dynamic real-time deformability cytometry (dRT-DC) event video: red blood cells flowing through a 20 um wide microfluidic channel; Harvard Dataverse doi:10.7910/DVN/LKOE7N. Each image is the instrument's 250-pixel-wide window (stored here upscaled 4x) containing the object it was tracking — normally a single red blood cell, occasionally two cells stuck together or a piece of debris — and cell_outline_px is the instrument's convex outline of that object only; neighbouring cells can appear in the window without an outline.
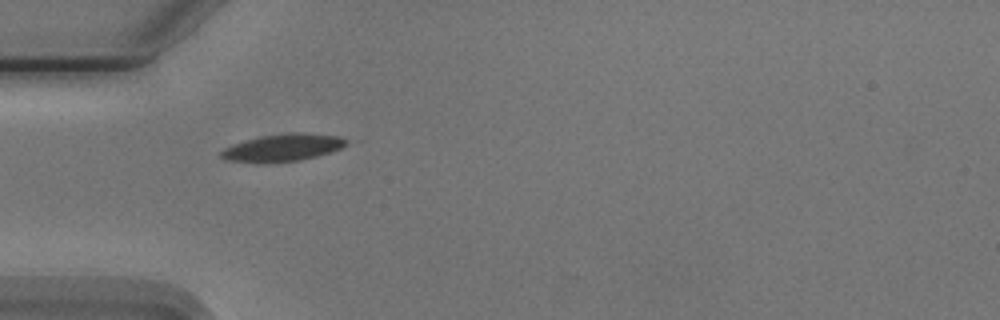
{"species": "Egyptian fruit bat (a non-hibernating species)", "species_latin": "Rousettus aegyptiacus", "temperature_condition": "cold", "stored_images_in_passage": 3, "camera_frame_rate_fps": 3000, "um_per_image_px": 0.085, "animal": {"sex": "male"}, "frame": {"image": 1, "passage_image": 2, "time_ms": 1.333, "image_size_px": [1000, 320], "cell_outline_px": [[344, 144], [340, 148], [316, 156], [300, 160], [224, 160], [220, 156], [220, 152], [224, 148], [232, 144], [244, 140], [260, 136], [300, 132], [336, 136], [344, 140]], "centroid_in_image_um": [23.99, 12.51], "position_along_channel_um": 61.0, "area_um2": 18.67}}
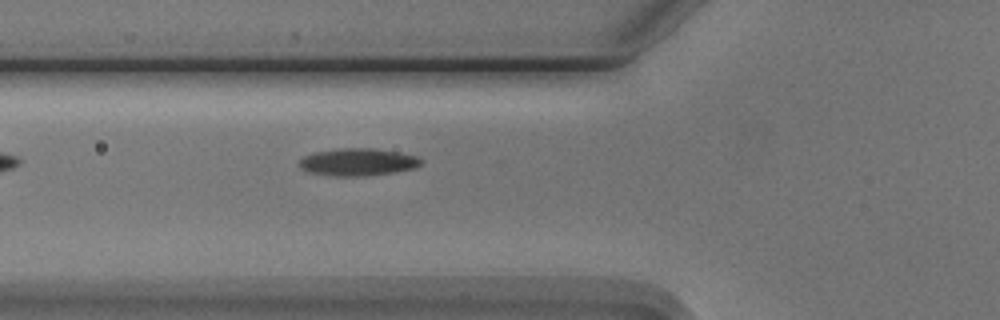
{"frame": {"image": 2, "passage_image": 3, "time_ms": 2.333, "image_size_px": [1000, 320], "cell_outline_px": [[424, 160], [416, 168], [396, 172], [364, 176], [336, 176], [312, 172], [300, 168], [300, 160], [304, 156], [316, 152], [340, 148], [372, 148], [396, 152], [416, 156]], "centroid_in_image_um": [30.46, 13.77], "position_along_channel_um": 95.3, "area_um2": 19.25}}